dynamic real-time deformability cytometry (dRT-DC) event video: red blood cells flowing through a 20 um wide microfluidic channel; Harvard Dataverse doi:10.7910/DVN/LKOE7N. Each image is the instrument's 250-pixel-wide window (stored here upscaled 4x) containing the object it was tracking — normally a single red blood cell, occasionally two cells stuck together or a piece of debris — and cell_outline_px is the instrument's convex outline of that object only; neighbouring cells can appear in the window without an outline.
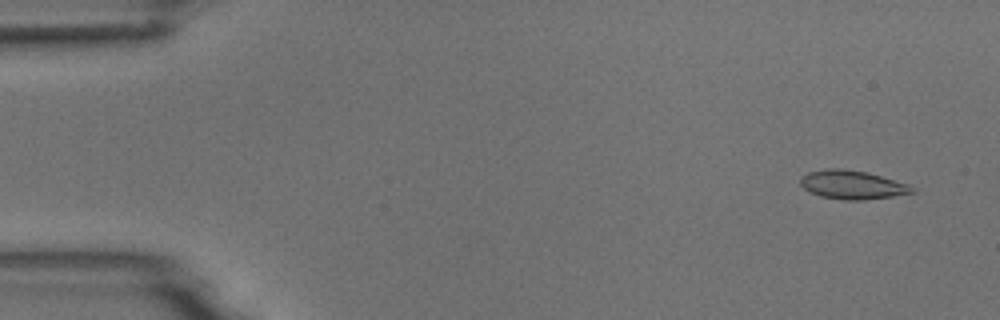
{"species": "common noctule bat (a hibernating species)", "species_latin": "Nyctalus noctula", "temperature_condition": "room temperature", "stored_images_in_passage": 54, "camera_frame_rate_fps": 3000, "um_per_image_px": 0.085, "animal": {"sex": "male", "body_mass_g": 18.8}, "frame": {"image": 1, "passage_image": 3, "time_ms": 0.667, "image_size_px": [1000, 320], "cell_outline_px": [[916, 192], [892, 196], [864, 200], [844, 200], [820, 196], [804, 188], [800, 184], [800, 176], [808, 172], [828, 168], [840, 168], [868, 172], [908, 184], [916, 188]], "centroid_in_image_um": [72.45, 15.7], "position_along_channel_um": 12.6, "area_um2": 18.73}}
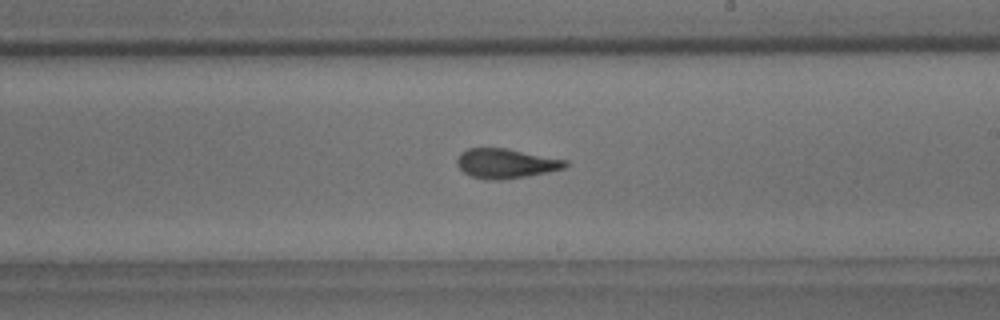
{"frame": {"image": 2, "passage_image": 31, "time_ms": 10.0, "image_size_px": [1000, 320], "cell_outline_px": [[568, 164], [564, 168], [548, 172], [504, 180], [484, 180], [472, 176], [464, 172], [456, 164], [456, 160], [460, 152], [468, 148], [508, 148], [568, 160]], "centroid_in_image_um": [42.99, 13.89], "position_along_channel_um": 246.0, "area_um2": 18.9}}
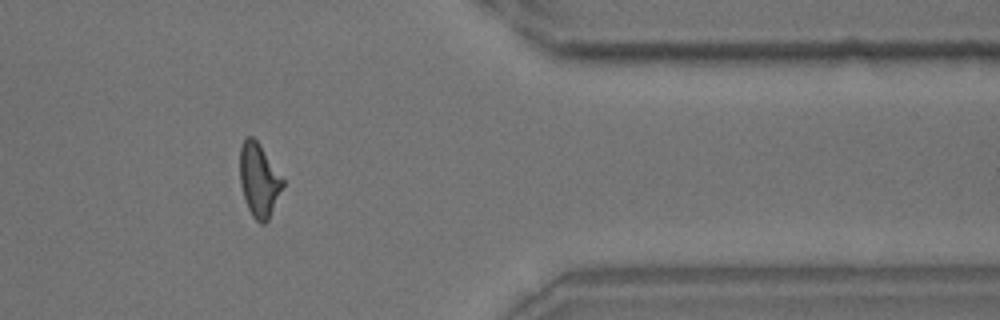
{"frame": {"image": 3, "passage_image": 44, "time_ms": 14.333, "image_size_px": [1000, 320], "cell_outline_px": [[284, 184], [268, 220], [264, 224], [260, 224], [252, 216], [248, 208], [240, 184], [240, 148], [244, 140], [248, 136], [252, 136], [260, 144], [284, 180]], "centroid_in_image_um": [22.01, 15.31], "position_along_channel_um": 389.4, "area_um2": 18.15}, "authors_computed_cell_mechanics": {"area_um2": 18.4382, "velocity_mm_per_s": 3.7522, "shape_relaxation_time_tau1_ms": 5.2024, "shape_relaxation_time_tau2_ms": 1.0145, "deformation_change_tau1": 0.1615, "deformation_change_tau2": 0.0781}}